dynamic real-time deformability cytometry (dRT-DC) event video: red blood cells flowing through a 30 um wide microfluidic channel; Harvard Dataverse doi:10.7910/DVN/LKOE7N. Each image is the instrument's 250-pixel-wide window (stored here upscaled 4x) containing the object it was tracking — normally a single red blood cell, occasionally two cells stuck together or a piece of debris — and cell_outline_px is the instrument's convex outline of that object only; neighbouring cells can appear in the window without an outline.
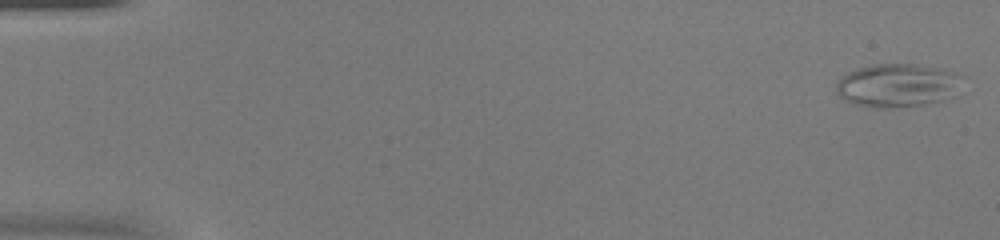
{"species": "common noctule bat (a hibernating species)", "species_latin": "Nyctalus noctula", "temperature_condition": "warm", "stored_images_in_passage": 53, "camera_frame_rate_fps": 3000, "um_per_image_px": 0.085, "animal": {"sex": "female", "body_mass_g": 20.0, "forearm_length_mm": 54.0}, "frame": {"image": 1, "passage_image": 1, "time_ms": 0.0, "image_size_px": [1000, 240], "cell_outline_px": [[964, 76], [956, 96], [944, 100], [924, 104], [900, 108], [876, 108], [856, 104], [844, 100], [836, 92], [836, 84], [840, 76], [856, 68], [872, 64], [916, 64], [944, 68], [956, 72]], "centroid_in_image_um": [76.33, 7.25], "position_along_channel_um": 8.7, "area_um2": 32.71}}
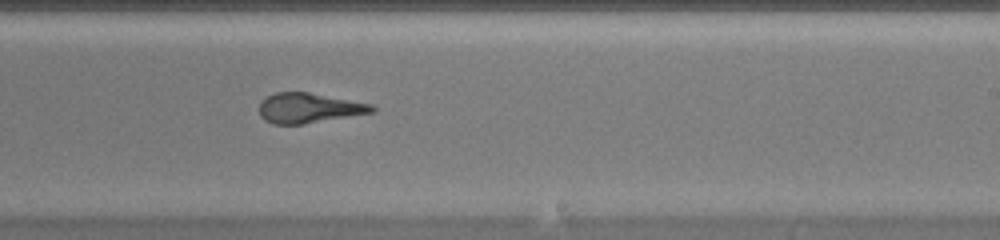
{"frame": {"image": 2, "passage_image": 33, "time_ms": 10.667, "image_size_px": [1000, 240], "cell_outline_px": [[376, 112], [304, 124], [272, 124], [264, 120], [260, 116], [260, 100], [276, 92], [308, 92], [372, 104], [376, 108]], "centroid_in_image_um": [26.26, 9.19], "position_along_channel_um": 262.7, "area_um2": 19.77}}
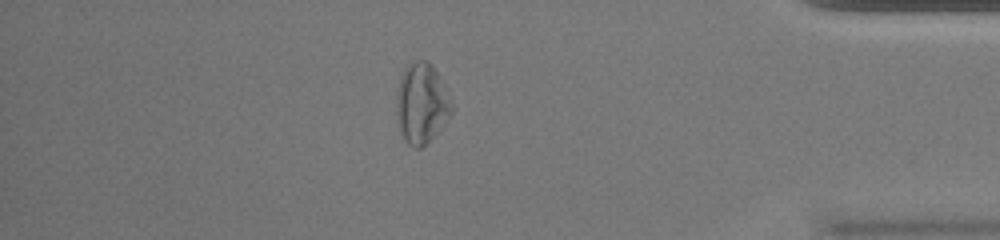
{"frame": {"image": 3, "passage_image": 46, "time_ms": 15.0, "image_size_px": [1000, 240], "cell_outline_px": [[452, 112], [444, 124], [420, 148], [412, 148], [404, 140], [400, 132], [396, 112], [396, 92], [400, 76], [404, 68], [412, 60], [428, 60], [432, 64], [444, 84], [452, 104]], "centroid_in_image_um": [35.8, 8.75], "position_along_channel_um": 399.4, "area_um2": 25.95}, "authors_computed_cell_mechanics": {"area_um2": 22.831, "velocity_mm_per_s": 3.8866, "shape_relaxation_time_tau1_ms": 9.5061, "shape_relaxation_time_tau2_ms": 2.0044, "deformation_change_tau1": 0.2259, "deformation_change_tau2": 0.1202}}